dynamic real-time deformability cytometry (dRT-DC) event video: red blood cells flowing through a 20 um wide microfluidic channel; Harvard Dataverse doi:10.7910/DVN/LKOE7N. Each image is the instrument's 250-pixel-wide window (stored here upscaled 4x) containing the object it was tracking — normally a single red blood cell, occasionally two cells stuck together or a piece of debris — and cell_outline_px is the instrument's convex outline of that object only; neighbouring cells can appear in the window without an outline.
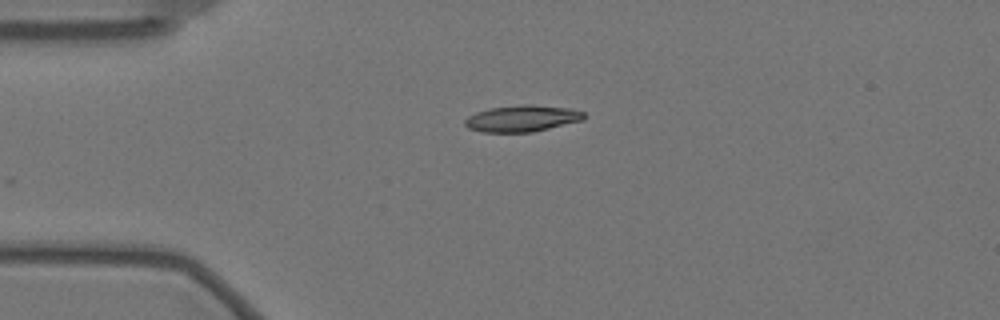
{"species": "Egyptian fruit bat (a non-hibernating species)", "species_latin": "Rousettus aegyptiacus", "temperature_condition": "warm", "stored_images_in_passage": 33, "camera_frame_rate_fps": 3000, "um_per_image_px": 0.085, "animal": {"sex": "female"}, "frame": {"image": 1, "passage_image": 1, "time_ms": 0.0, "image_size_px": [1000, 320], "cell_outline_px": [[584, 120], [532, 132], [480, 132], [468, 128], [464, 124], [464, 120], [468, 116], [476, 112], [492, 108], [520, 104], [532, 104], [568, 108], [584, 112]], "centroid_in_image_um": [44.36, 10.07], "position_along_channel_um": 40.6, "area_um2": 18.38}}
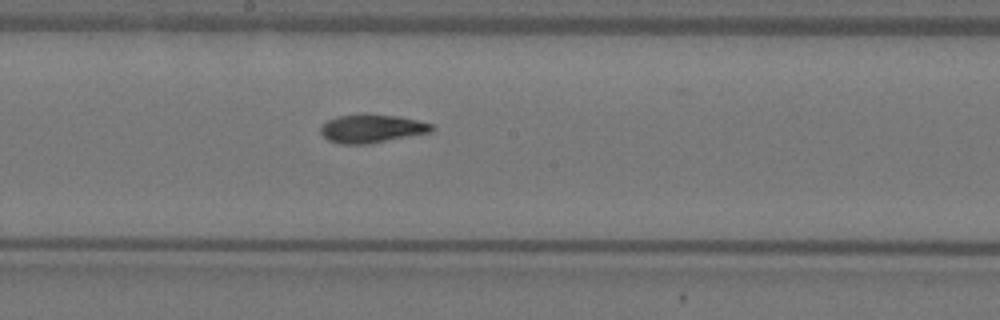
{"frame": {"image": 2, "passage_image": 18, "time_ms": 5.667, "image_size_px": [1000, 320], "cell_outline_px": [[436, 128], [432, 132], [368, 144], [340, 144], [328, 140], [320, 132], [320, 128], [328, 120], [336, 116], [364, 112], [368, 112], [396, 116], [416, 120], [432, 124]], "centroid_in_image_um": [31.59, 10.91], "position_along_channel_um": 216.6, "area_um2": 18.73}}
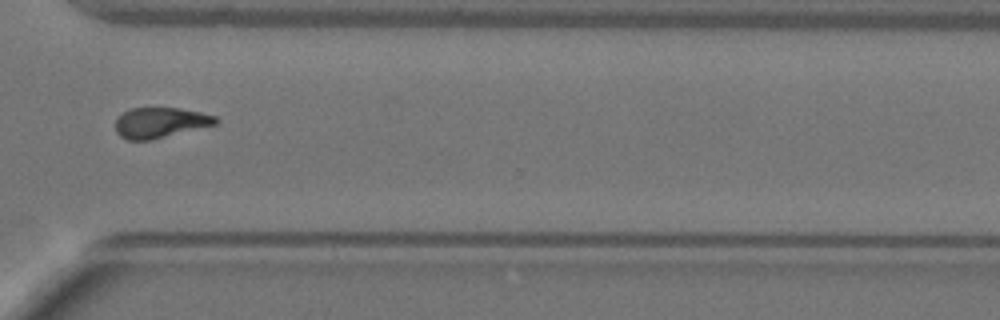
{"frame": {"image": 3, "passage_image": 30, "time_ms": 9.667, "image_size_px": [1000, 320], "cell_outline_px": [[220, 120], [216, 124], [152, 140], [128, 140], [120, 136], [116, 132], [116, 120], [124, 112], [132, 108], [180, 108], [200, 112], [216, 116]], "centroid_in_image_um": [13.64, 10.43], "position_along_channel_um": 357.0, "area_um2": 17.69}, "authors_computed_cell_mechanics": {"area_um2": 18.4382, "velocity_mm_per_s": 3.5214, "shape_relaxation_time_tau1_ms": 6.2004, "shape_relaxation_time_tau2_ms": 2.6844, "deformation_change_tau1": 0.1957, "deformation_change_tau2": 0.0781}}